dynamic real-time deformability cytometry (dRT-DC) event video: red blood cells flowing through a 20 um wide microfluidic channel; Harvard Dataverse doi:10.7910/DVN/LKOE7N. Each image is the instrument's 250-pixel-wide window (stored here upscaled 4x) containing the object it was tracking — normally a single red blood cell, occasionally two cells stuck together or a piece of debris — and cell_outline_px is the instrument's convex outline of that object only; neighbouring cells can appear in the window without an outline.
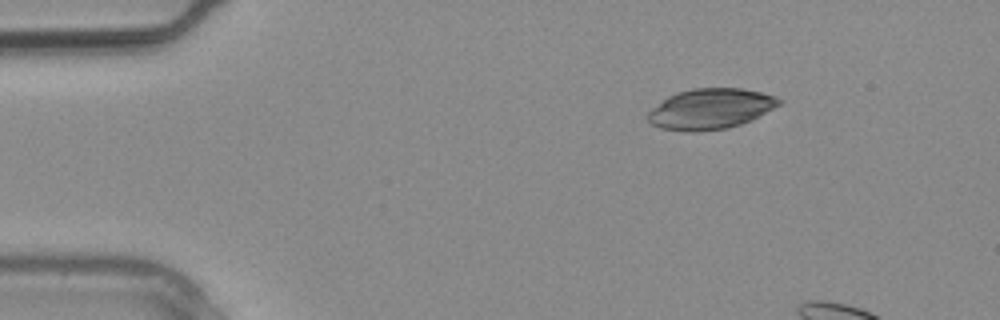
{"species": "common noctule bat (a hibernating species)", "species_latin": "Nyctalus noctula", "temperature_condition": "warm", "stored_images_in_passage": 4, "camera_frame_rate_fps": 3000, "um_per_image_px": 0.085, "animal": {"sex": "male", "body_mass_g": 20.4}, "frame": {"image": 1, "passage_image": 1, "time_ms": 0.0, "image_size_px": [1000, 320], "cell_outline_px": [[784, 100], [780, 104], [752, 120], [728, 128], [696, 132], [688, 132], [660, 128], [652, 124], [648, 120], [648, 112], [652, 108], [668, 96], [676, 92], [692, 88], [744, 88], [776, 96]], "centroid_in_image_um": [60.4, 9.25], "position_along_channel_um": 24.6, "area_um2": 31.1}}